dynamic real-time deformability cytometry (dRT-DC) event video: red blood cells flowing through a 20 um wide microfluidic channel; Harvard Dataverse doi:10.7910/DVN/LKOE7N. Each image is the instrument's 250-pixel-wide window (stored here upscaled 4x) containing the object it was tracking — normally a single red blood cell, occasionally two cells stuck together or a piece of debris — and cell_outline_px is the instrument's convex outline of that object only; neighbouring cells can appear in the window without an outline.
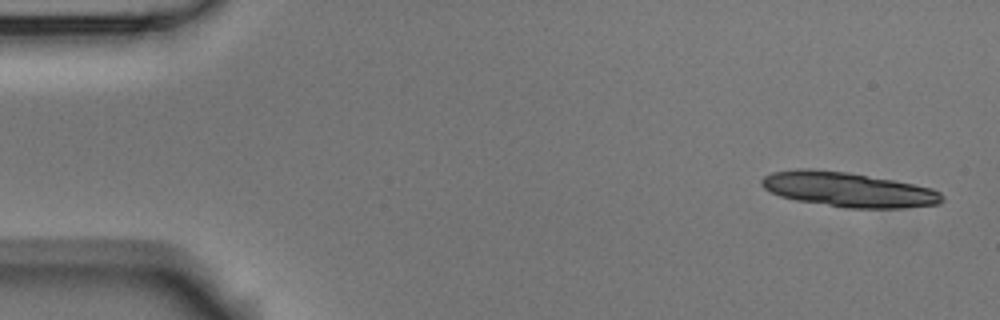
{"species": "Egyptian fruit bat (a non-hibernating species)", "species_latin": "Rousettus aegyptiacus", "temperature_condition": "room temperature", "stored_images_in_passage": 14, "camera_frame_rate_fps": 3000, "um_per_image_px": 0.085, "animal": {"sex": "male"}, "frame": {"image": 1, "passage_image": 1, "time_ms": 0.0, "image_size_px": [1000, 320], "cell_outline_px": [[944, 200], [940, 204], [900, 208], [844, 208], [796, 200], [780, 196], [764, 188], [760, 184], [760, 180], [764, 176], [772, 172], [800, 168], [808, 168], [848, 172], [892, 180], [932, 188], [940, 192], [944, 196]], "centroid_in_image_um": [72.09, 16.11], "position_along_channel_um": 12.9, "area_um2": 36.59}}